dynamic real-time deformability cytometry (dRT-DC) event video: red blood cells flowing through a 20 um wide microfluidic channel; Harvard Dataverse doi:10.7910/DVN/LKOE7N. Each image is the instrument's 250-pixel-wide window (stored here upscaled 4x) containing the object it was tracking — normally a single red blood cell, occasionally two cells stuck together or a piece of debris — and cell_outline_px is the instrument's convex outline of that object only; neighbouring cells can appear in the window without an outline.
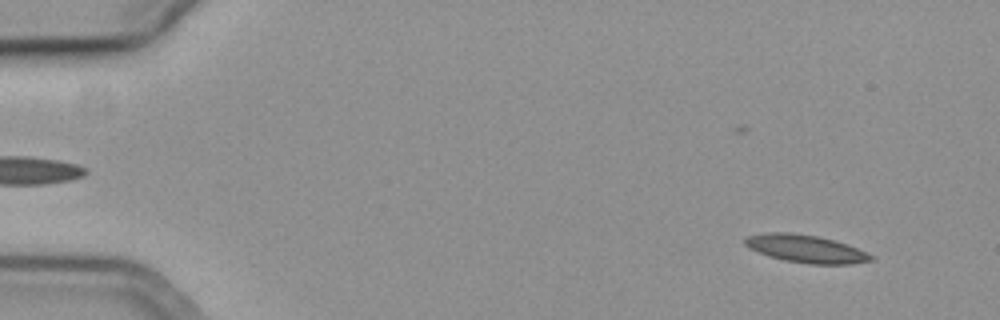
{"species": "common noctule bat (a hibernating species)", "species_latin": "Nyctalus noctula", "temperature_condition": "cold", "stored_images_in_passage": 22, "camera_frame_rate_fps": 3000, "um_per_image_px": 0.085, "animal": {"sex": "female", "body_mass_g": 19.3, "forearm_length_mm": 54.1}, "frame": {"image": 1, "passage_image": 5, "time_ms": 1.333, "image_size_px": [1000, 320], "cell_outline_px": [[876, 256], [872, 260], [852, 264], [808, 264], [784, 260], [768, 256], [748, 248], [744, 244], [744, 240], [748, 236], [768, 232], [788, 232], [820, 236], [856, 248]], "centroid_in_image_um": [68.47, 21.15], "position_along_channel_um": 16.5, "area_um2": 20.35}}
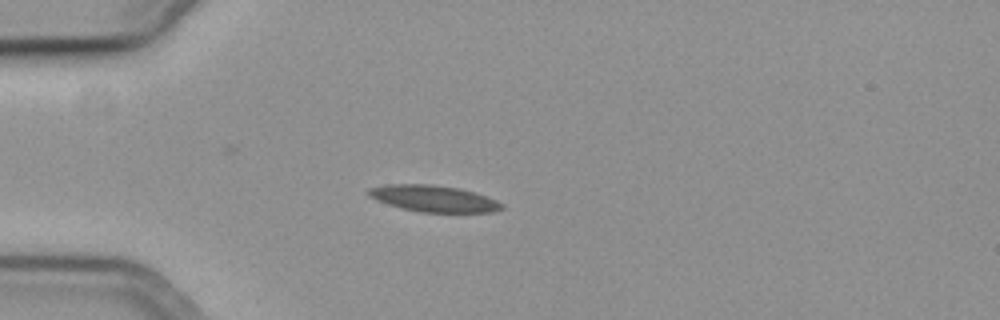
{"frame": {"image": 2, "passage_image": 16, "time_ms": 5.0, "image_size_px": [1000, 320], "cell_outline_px": [[504, 208], [496, 212], [420, 212], [400, 208], [376, 200], [368, 196], [368, 188], [388, 184], [432, 184], [460, 188], [476, 192], [496, 200], [504, 204]], "centroid_in_image_um": [36.88, 16.87], "position_along_channel_um": 48.1, "area_um2": 20.75}}
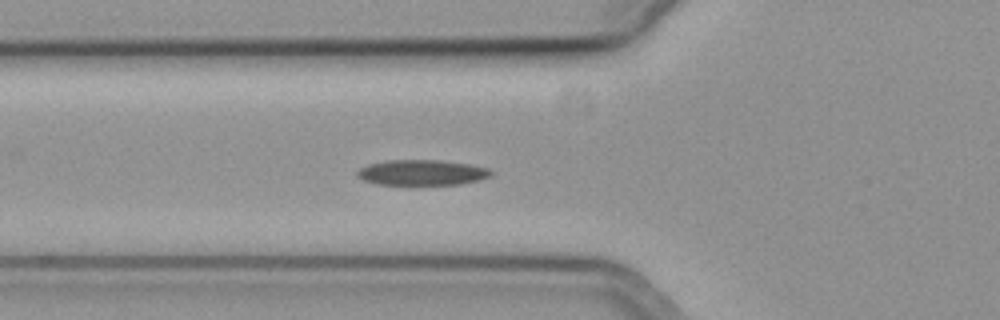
{"frame": {"image": 3, "passage_image": 21, "time_ms": 6.667, "image_size_px": [1000, 320], "cell_outline_px": [[492, 176], [460, 184], [376, 184], [364, 180], [356, 176], [356, 172], [360, 168], [368, 164], [388, 160], [440, 160], [468, 164], [488, 168], [492, 172]], "centroid_in_image_um": [35.83, 14.66], "position_along_channel_um": 90.0, "area_um2": 19.65}}